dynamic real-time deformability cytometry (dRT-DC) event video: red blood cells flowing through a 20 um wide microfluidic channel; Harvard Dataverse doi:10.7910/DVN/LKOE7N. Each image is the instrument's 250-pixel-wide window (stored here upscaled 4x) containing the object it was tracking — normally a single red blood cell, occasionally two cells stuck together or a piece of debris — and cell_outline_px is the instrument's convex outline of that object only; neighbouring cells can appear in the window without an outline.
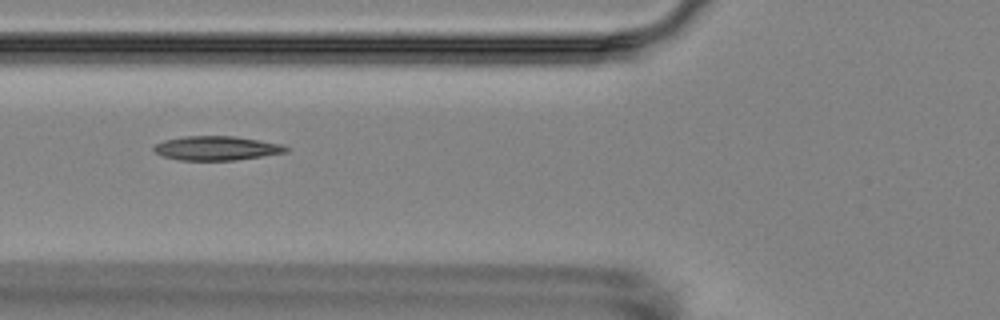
{"species": "Egyptian fruit bat (a non-hibernating species)", "species_latin": "Rousettus aegyptiacus", "temperature_condition": "room temperature", "stored_images_in_passage": 6, "camera_frame_rate_fps": 3000, "um_per_image_px": 0.085, "animal": {"sex": "female"}, "frame": {"image": 1, "passage_image": 6, "time_ms": 6.667, "image_size_px": [1000, 320], "cell_outline_px": [[288, 152], [236, 160], [180, 160], [160, 156], [152, 148], [156, 144], [164, 140], [184, 136], [236, 136], [280, 144], [288, 148]], "centroid_in_image_um": [18.37, 12.6], "position_along_channel_um": 107.4, "area_um2": 18.55}}